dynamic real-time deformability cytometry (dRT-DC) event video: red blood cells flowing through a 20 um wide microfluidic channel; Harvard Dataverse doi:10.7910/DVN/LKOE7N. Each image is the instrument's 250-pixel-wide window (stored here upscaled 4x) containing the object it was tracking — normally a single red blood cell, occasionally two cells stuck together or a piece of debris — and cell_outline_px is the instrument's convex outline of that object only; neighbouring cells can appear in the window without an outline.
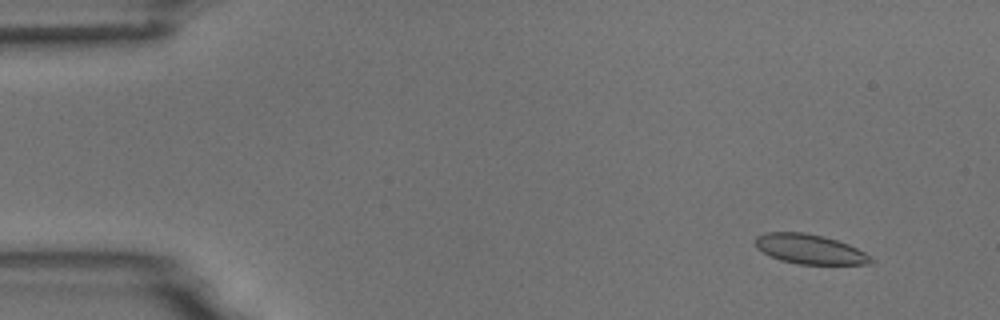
{"species": "common noctule bat (a hibernating species)", "species_latin": "Nyctalus noctula", "temperature_condition": "room temperature", "stored_images_in_passage": 55, "camera_frame_rate_fps": 3000, "um_per_image_px": 0.085, "animal": {"sex": "male", "body_mass_g": 18.8}, "frame": {"image": 1, "passage_image": 5, "time_ms": 1.333, "image_size_px": [1000, 320], "cell_outline_px": [[876, 264], [796, 264], [780, 260], [756, 248], [756, 236], [764, 232], [804, 232], [824, 236], [848, 244], [872, 256], [876, 260]], "centroid_in_image_um": [68.87, 21.18], "position_along_channel_um": 16.1, "area_um2": 20.11}}
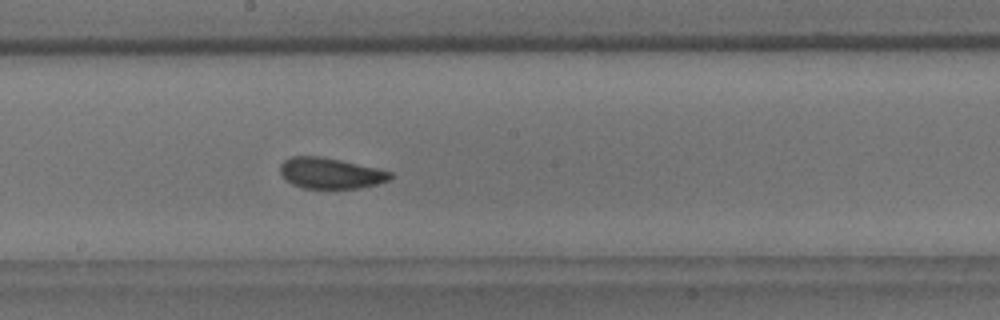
{"frame": {"image": 2, "passage_image": 30, "time_ms": 9.667, "image_size_px": [1000, 320], "cell_outline_px": [[392, 176], [388, 180], [376, 184], [360, 188], [304, 188], [292, 184], [284, 180], [280, 172], [280, 164], [284, 160], [292, 156], [320, 156], [340, 160], [376, 168], [392, 172]], "centroid_in_image_um": [28.04, 14.72], "position_along_channel_um": 220.2, "area_um2": 19.71}}
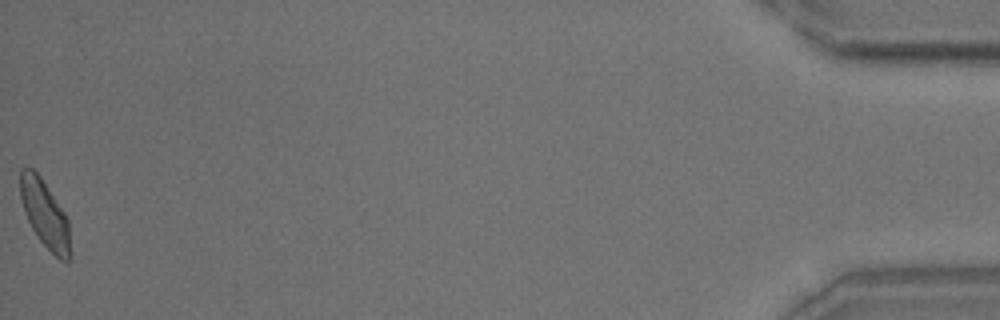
{"frame": {"image": 3, "passage_image": 55, "time_ms": 18.0, "image_size_px": [1000, 320], "cell_outline_px": [[72, 260], [68, 264], [60, 260], [40, 240], [32, 228], [24, 212], [20, 196], [20, 168], [32, 168], [40, 176], [64, 212], [68, 220], [72, 256]], "centroid_in_image_um": [3.85, 18.25], "position_along_channel_um": 431.4, "area_um2": 19.71}, "authors_computed_cell_mechanics": {"area_um2": 20.1722, "velocity_mm_per_s": 3.7093, "shape_relaxation_time_tau1_ms": 3.4606, "shape_relaxation_time_tau2_ms": 0.8919, "deformation_change_tau1": 0.0861, "deformation_change_tau2": 0.0323}}